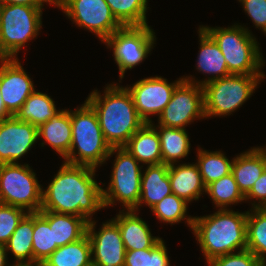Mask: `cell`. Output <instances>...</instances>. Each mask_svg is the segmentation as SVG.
<instances>
[{
  "label": "cell",
  "instance_id": "1",
  "mask_svg": "<svg viewBox=\"0 0 266 266\" xmlns=\"http://www.w3.org/2000/svg\"><path fill=\"white\" fill-rule=\"evenodd\" d=\"M96 169L64 162L46 189H42L40 210L71 214L92 220L104 209L102 187L95 180Z\"/></svg>",
  "mask_w": 266,
  "mask_h": 266
},
{
  "label": "cell",
  "instance_id": "2",
  "mask_svg": "<svg viewBox=\"0 0 266 266\" xmlns=\"http://www.w3.org/2000/svg\"><path fill=\"white\" fill-rule=\"evenodd\" d=\"M118 84H108L102 95L93 90L86 99L95 110L104 139L111 148L124 147L145 124L136 111L131 93Z\"/></svg>",
  "mask_w": 266,
  "mask_h": 266
},
{
  "label": "cell",
  "instance_id": "3",
  "mask_svg": "<svg viewBox=\"0 0 266 266\" xmlns=\"http://www.w3.org/2000/svg\"><path fill=\"white\" fill-rule=\"evenodd\" d=\"M217 210L207 216H195L191 229L207 263L247 248V211Z\"/></svg>",
  "mask_w": 266,
  "mask_h": 266
},
{
  "label": "cell",
  "instance_id": "4",
  "mask_svg": "<svg viewBox=\"0 0 266 266\" xmlns=\"http://www.w3.org/2000/svg\"><path fill=\"white\" fill-rule=\"evenodd\" d=\"M71 125V147L63 162L97 169L106 162L111 146L104 139L95 110L86 100L71 110Z\"/></svg>",
  "mask_w": 266,
  "mask_h": 266
},
{
  "label": "cell",
  "instance_id": "5",
  "mask_svg": "<svg viewBox=\"0 0 266 266\" xmlns=\"http://www.w3.org/2000/svg\"><path fill=\"white\" fill-rule=\"evenodd\" d=\"M217 43L224 55L229 74L265 75L259 43L252 32L238 23L228 27L201 26Z\"/></svg>",
  "mask_w": 266,
  "mask_h": 266
},
{
  "label": "cell",
  "instance_id": "6",
  "mask_svg": "<svg viewBox=\"0 0 266 266\" xmlns=\"http://www.w3.org/2000/svg\"><path fill=\"white\" fill-rule=\"evenodd\" d=\"M42 9L26 5H0V58H17L42 28Z\"/></svg>",
  "mask_w": 266,
  "mask_h": 266
},
{
  "label": "cell",
  "instance_id": "7",
  "mask_svg": "<svg viewBox=\"0 0 266 266\" xmlns=\"http://www.w3.org/2000/svg\"><path fill=\"white\" fill-rule=\"evenodd\" d=\"M265 75L230 74L203 85L206 118L231 115L248 100Z\"/></svg>",
  "mask_w": 266,
  "mask_h": 266
},
{
  "label": "cell",
  "instance_id": "8",
  "mask_svg": "<svg viewBox=\"0 0 266 266\" xmlns=\"http://www.w3.org/2000/svg\"><path fill=\"white\" fill-rule=\"evenodd\" d=\"M116 154L110 183L102 188L104 208L122 203V210H134L138 206L143 165L124 147H112L108 159ZM125 208V209H124Z\"/></svg>",
  "mask_w": 266,
  "mask_h": 266
},
{
  "label": "cell",
  "instance_id": "9",
  "mask_svg": "<svg viewBox=\"0 0 266 266\" xmlns=\"http://www.w3.org/2000/svg\"><path fill=\"white\" fill-rule=\"evenodd\" d=\"M42 186L28 164H0V203L39 212L42 206Z\"/></svg>",
  "mask_w": 266,
  "mask_h": 266
},
{
  "label": "cell",
  "instance_id": "10",
  "mask_svg": "<svg viewBox=\"0 0 266 266\" xmlns=\"http://www.w3.org/2000/svg\"><path fill=\"white\" fill-rule=\"evenodd\" d=\"M155 41L154 30L145 25L122 27L104 42L107 48H112L114 61L119 69V82L128 69H133L148 57Z\"/></svg>",
  "mask_w": 266,
  "mask_h": 266
},
{
  "label": "cell",
  "instance_id": "11",
  "mask_svg": "<svg viewBox=\"0 0 266 266\" xmlns=\"http://www.w3.org/2000/svg\"><path fill=\"white\" fill-rule=\"evenodd\" d=\"M57 8L78 27L95 33L102 43L123 27L105 0H57Z\"/></svg>",
  "mask_w": 266,
  "mask_h": 266
},
{
  "label": "cell",
  "instance_id": "12",
  "mask_svg": "<svg viewBox=\"0 0 266 266\" xmlns=\"http://www.w3.org/2000/svg\"><path fill=\"white\" fill-rule=\"evenodd\" d=\"M204 118L206 117L203 87L183 80L158 116V125L186 129L187 124Z\"/></svg>",
  "mask_w": 266,
  "mask_h": 266
},
{
  "label": "cell",
  "instance_id": "13",
  "mask_svg": "<svg viewBox=\"0 0 266 266\" xmlns=\"http://www.w3.org/2000/svg\"><path fill=\"white\" fill-rule=\"evenodd\" d=\"M183 81L180 77L168 83L162 76L147 77L127 86L131 93L134 105L139 116L145 123H151L150 115L159 116L165 106L170 102L175 88Z\"/></svg>",
  "mask_w": 266,
  "mask_h": 266
},
{
  "label": "cell",
  "instance_id": "14",
  "mask_svg": "<svg viewBox=\"0 0 266 266\" xmlns=\"http://www.w3.org/2000/svg\"><path fill=\"white\" fill-rule=\"evenodd\" d=\"M96 221L88 222L92 266H124L125 248L118 225L111 219L95 230Z\"/></svg>",
  "mask_w": 266,
  "mask_h": 266
},
{
  "label": "cell",
  "instance_id": "15",
  "mask_svg": "<svg viewBox=\"0 0 266 266\" xmlns=\"http://www.w3.org/2000/svg\"><path fill=\"white\" fill-rule=\"evenodd\" d=\"M38 140V127L16 116L0 120V164L18 163Z\"/></svg>",
  "mask_w": 266,
  "mask_h": 266
},
{
  "label": "cell",
  "instance_id": "16",
  "mask_svg": "<svg viewBox=\"0 0 266 266\" xmlns=\"http://www.w3.org/2000/svg\"><path fill=\"white\" fill-rule=\"evenodd\" d=\"M34 91V83L18 58H0V95L12 115Z\"/></svg>",
  "mask_w": 266,
  "mask_h": 266
},
{
  "label": "cell",
  "instance_id": "17",
  "mask_svg": "<svg viewBox=\"0 0 266 266\" xmlns=\"http://www.w3.org/2000/svg\"><path fill=\"white\" fill-rule=\"evenodd\" d=\"M198 33L200 38V48L198 51L199 54L197 57L196 69L203 74H209L210 77H207L208 79L206 78L202 81L195 80L192 75L186 77L183 76L182 78L189 83L203 86L213 80L226 77L230 74L224 55L214 39L201 26H199Z\"/></svg>",
  "mask_w": 266,
  "mask_h": 266
},
{
  "label": "cell",
  "instance_id": "18",
  "mask_svg": "<svg viewBox=\"0 0 266 266\" xmlns=\"http://www.w3.org/2000/svg\"><path fill=\"white\" fill-rule=\"evenodd\" d=\"M137 213L120 209L112 219L119 227L125 251L150 249L161 239L152 236L148 224Z\"/></svg>",
  "mask_w": 266,
  "mask_h": 266
},
{
  "label": "cell",
  "instance_id": "19",
  "mask_svg": "<svg viewBox=\"0 0 266 266\" xmlns=\"http://www.w3.org/2000/svg\"><path fill=\"white\" fill-rule=\"evenodd\" d=\"M169 165L168 176L172 193L187 203L199 200L206 193L199 168L196 163H182Z\"/></svg>",
  "mask_w": 266,
  "mask_h": 266
},
{
  "label": "cell",
  "instance_id": "20",
  "mask_svg": "<svg viewBox=\"0 0 266 266\" xmlns=\"http://www.w3.org/2000/svg\"><path fill=\"white\" fill-rule=\"evenodd\" d=\"M71 109H62L53 118L38 127V139H43L41 146L48 143L61 158H65L72 141Z\"/></svg>",
  "mask_w": 266,
  "mask_h": 266
},
{
  "label": "cell",
  "instance_id": "21",
  "mask_svg": "<svg viewBox=\"0 0 266 266\" xmlns=\"http://www.w3.org/2000/svg\"><path fill=\"white\" fill-rule=\"evenodd\" d=\"M144 171L141 177L140 199L134 211H139L143 204L151 208L172 193L168 176L169 165H150L146 166Z\"/></svg>",
  "mask_w": 266,
  "mask_h": 266
},
{
  "label": "cell",
  "instance_id": "22",
  "mask_svg": "<svg viewBox=\"0 0 266 266\" xmlns=\"http://www.w3.org/2000/svg\"><path fill=\"white\" fill-rule=\"evenodd\" d=\"M39 213L48 221L49 226H53V252L87 234L88 221L83 217L47 210H40Z\"/></svg>",
  "mask_w": 266,
  "mask_h": 266
},
{
  "label": "cell",
  "instance_id": "23",
  "mask_svg": "<svg viewBox=\"0 0 266 266\" xmlns=\"http://www.w3.org/2000/svg\"><path fill=\"white\" fill-rule=\"evenodd\" d=\"M130 154L141 164H162L161 145L157 130L145 123L138 129L124 146Z\"/></svg>",
  "mask_w": 266,
  "mask_h": 266
},
{
  "label": "cell",
  "instance_id": "24",
  "mask_svg": "<svg viewBox=\"0 0 266 266\" xmlns=\"http://www.w3.org/2000/svg\"><path fill=\"white\" fill-rule=\"evenodd\" d=\"M265 168L266 160L254 147L234 157L231 172L244 196L249 193Z\"/></svg>",
  "mask_w": 266,
  "mask_h": 266
},
{
  "label": "cell",
  "instance_id": "25",
  "mask_svg": "<svg viewBox=\"0 0 266 266\" xmlns=\"http://www.w3.org/2000/svg\"><path fill=\"white\" fill-rule=\"evenodd\" d=\"M159 135L162 164H177L188 156L191 148L188 132L183 128L165 127L150 123Z\"/></svg>",
  "mask_w": 266,
  "mask_h": 266
},
{
  "label": "cell",
  "instance_id": "26",
  "mask_svg": "<svg viewBox=\"0 0 266 266\" xmlns=\"http://www.w3.org/2000/svg\"><path fill=\"white\" fill-rule=\"evenodd\" d=\"M42 266H92L91 243L88 235L58 247Z\"/></svg>",
  "mask_w": 266,
  "mask_h": 266
},
{
  "label": "cell",
  "instance_id": "27",
  "mask_svg": "<svg viewBox=\"0 0 266 266\" xmlns=\"http://www.w3.org/2000/svg\"><path fill=\"white\" fill-rule=\"evenodd\" d=\"M61 110L56 109L55 101L46 93L36 90L29 95L15 116L20 121L28 122L36 127L46 123Z\"/></svg>",
  "mask_w": 266,
  "mask_h": 266
},
{
  "label": "cell",
  "instance_id": "28",
  "mask_svg": "<svg viewBox=\"0 0 266 266\" xmlns=\"http://www.w3.org/2000/svg\"><path fill=\"white\" fill-rule=\"evenodd\" d=\"M33 213H28L19 223L9 241L6 251L14 256V264H33ZM10 251V252H9ZM16 262V263H15Z\"/></svg>",
  "mask_w": 266,
  "mask_h": 266
},
{
  "label": "cell",
  "instance_id": "29",
  "mask_svg": "<svg viewBox=\"0 0 266 266\" xmlns=\"http://www.w3.org/2000/svg\"><path fill=\"white\" fill-rule=\"evenodd\" d=\"M247 248L266 266V208L247 211Z\"/></svg>",
  "mask_w": 266,
  "mask_h": 266
},
{
  "label": "cell",
  "instance_id": "30",
  "mask_svg": "<svg viewBox=\"0 0 266 266\" xmlns=\"http://www.w3.org/2000/svg\"><path fill=\"white\" fill-rule=\"evenodd\" d=\"M222 151H208L197 148V166L205 186L231 173L232 163Z\"/></svg>",
  "mask_w": 266,
  "mask_h": 266
},
{
  "label": "cell",
  "instance_id": "31",
  "mask_svg": "<svg viewBox=\"0 0 266 266\" xmlns=\"http://www.w3.org/2000/svg\"><path fill=\"white\" fill-rule=\"evenodd\" d=\"M117 21L123 26L148 25V0H105Z\"/></svg>",
  "mask_w": 266,
  "mask_h": 266
},
{
  "label": "cell",
  "instance_id": "32",
  "mask_svg": "<svg viewBox=\"0 0 266 266\" xmlns=\"http://www.w3.org/2000/svg\"><path fill=\"white\" fill-rule=\"evenodd\" d=\"M206 193L218 209H228L229 205L245 201L232 172L208 184Z\"/></svg>",
  "mask_w": 266,
  "mask_h": 266
},
{
  "label": "cell",
  "instance_id": "33",
  "mask_svg": "<svg viewBox=\"0 0 266 266\" xmlns=\"http://www.w3.org/2000/svg\"><path fill=\"white\" fill-rule=\"evenodd\" d=\"M150 209L156 218L163 223L174 225L186 220L188 227L192 229L194 216L187 215L188 203L173 193L164 197Z\"/></svg>",
  "mask_w": 266,
  "mask_h": 266
},
{
  "label": "cell",
  "instance_id": "34",
  "mask_svg": "<svg viewBox=\"0 0 266 266\" xmlns=\"http://www.w3.org/2000/svg\"><path fill=\"white\" fill-rule=\"evenodd\" d=\"M33 264H43L53 253V226L39 213L33 212Z\"/></svg>",
  "mask_w": 266,
  "mask_h": 266
},
{
  "label": "cell",
  "instance_id": "35",
  "mask_svg": "<svg viewBox=\"0 0 266 266\" xmlns=\"http://www.w3.org/2000/svg\"><path fill=\"white\" fill-rule=\"evenodd\" d=\"M28 214L22 208L0 203V244L6 245L11 235Z\"/></svg>",
  "mask_w": 266,
  "mask_h": 266
},
{
  "label": "cell",
  "instance_id": "36",
  "mask_svg": "<svg viewBox=\"0 0 266 266\" xmlns=\"http://www.w3.org/2000/svg\"><path fill=\"white\" fill-rule=\"evenodd\" d=\"M207 264L208 266H265L248 249L215 257Z\"/></svg>",
  "mask_w": 266,
  "mask_h": 266
},
{
  "label": "cell",
  "instance_id": "37",
  "mask_svg": "<svg viewBox=\"0 0 266 266\" xmlns=\"http://www.w3.org/2000/svg\"><path fill=\"white\" fill-rule=\"evenodd\" d=\"M252 23L266 35V0H238Z\"/></svg>",
  "mask_w": 266,
  "mask_h": 266
},
{
  "label": "cell",
  "instance_id": "38",
  "mask_svg": "<svg viewBox=\"0 0 266 266\" xmlns=\"http://www.w3.org/2000/svg\"><path fill=\"white\" fill-rule=\"evenodd\" d=\"M248 200H253V203L251 202L253 207L251 208H266V168L245 196V201Z\"/></svg>",
  "mask_w": 266,
  "mask_h": 266
},
{
  "label": "cell",
  "instance_id": "39",
  "mask_svg": "<svg viewBox=\"0 0 266 266\" xmlns=\"http://www.w3.org/2000/svg\"><path fill=\"white\" fill-rule=\"evenodd\" d=\"M148 266H170L167 247L162 238L151 248Z\"/></svg>",
  "mask_w": 266,
  "mask_h": 266
},
{
  "label": "cell",
  "instance_id": "40",
  "mask_svg": "<svg viewBox=\"0 0 266 266\" xmlns=\"http://www.w3.org/2000/svg\"><path fill=\"white\" fill-rule=\"evenodd\" d=\"M151 248L125 252L124 266H148Z\"/></svg>",
  "mask_w": 266,
  "mask_h": 266
},
{
  "label": "cell",
  "instance_id": "41",
  "mask_svg": "<svg viewBox=\"0 0 266 266\" xmlns=\"http://www.w3.org/2000/svg\"><path fill=\"white\" fill-rule=\"evenodd\" d=\"M44 3L53 4L55 7H57V0H0V5H26V6H32L36 8H40L43 10Z\"/></svg>",
  "mask_w": 266,
  "mask_h": 266
},
{
  "label": "cell",
  "instance_id": "42",
  "mask_svg": "<svg viewBox=\"0 0 266 266\" xmlns=\"http://www.w3.org/2000/svg\"><path fill=\"white\" fill-rule=\"evenodd\" d=\"M8 253L6 251V246L0 244V266H12L13 263L9 264L8 261Z\"/></svg>",
  "mask_w": 266,
  "mask_h": 266
},
{
  "label": "cell",
  "instance_id": "43",
  "mask_svg": "<svg viewBox=\"0 0 266 266\" xmlns=\"http://www.w3.org/2000/svg\"><path fill=\"white\" fill-rule=\"evenodd\" d=\"M13 116L6 108L3 99L0 95V120Z\"/></svg>",
  "mask_w": 266,
  "mask_h": 266
},
{
  "label": "cell",
  "instance_id": "44",
  "mask_svg": "<svg viewBox=\"0 0 266 266\" xmlns=\"http://www.w3.org/2000/svg\"><path fill=\"white\" fill-rule=\"evenodd\" d=\"M256 151L266 160V146L254 147Z\"/></svg>",
  "mask_w": 266,
  "mask_h": 266
},
{
  "label": "cell",
  "instance_id": "45",
  "mask_svg": "<svg viewBox=\"0 0 266 266\" xmlns=\"http://www.w3.org/2000/svg\"><path fill=\"white\" fill-rule=\"evenodd\" d=\"M12 266H42V265L41 264H23V265L13 264Z\"/></svg>",
  "mask_w": 266,
  "mask_h": 266
}]
</instances>
